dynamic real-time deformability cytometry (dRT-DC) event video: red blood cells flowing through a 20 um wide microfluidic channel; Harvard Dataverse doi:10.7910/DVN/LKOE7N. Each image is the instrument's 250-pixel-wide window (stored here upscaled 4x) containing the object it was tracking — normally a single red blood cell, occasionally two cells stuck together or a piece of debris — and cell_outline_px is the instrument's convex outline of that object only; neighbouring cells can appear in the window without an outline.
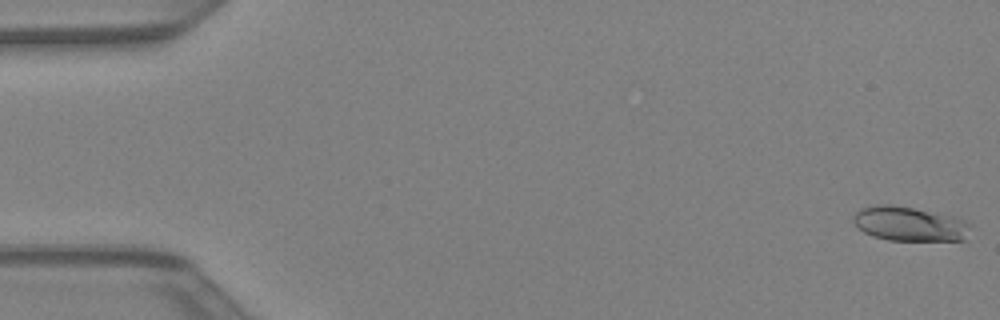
{"species": "Egyptian fruit bat (a non-hibernating species)", "species_latin": "Rousettus aegyptiacus", "temperature_condition": "warm", "stored_images_in_passage": 43, "camera_frame_rate_fps": 3000, "um_per_image_px": 0.085, "animal": {"sex": "female"}, "frame": {"image": 1, "passage_image": 1, "time_ms": 0.0, "image_size_px": [1000, 320], "cell_outline_px": [[968, 224], [964, 240], [888, 240], [872, 236], [864, 232], [852, 220], [856, 212], [864, 208], [880, 204], [888, 204], [912, 208], [964, 220]], "centroid_in_image_um": [77.23, 19.04], "position_along_channel_um": 7.8, "area_um2": 22.6}}
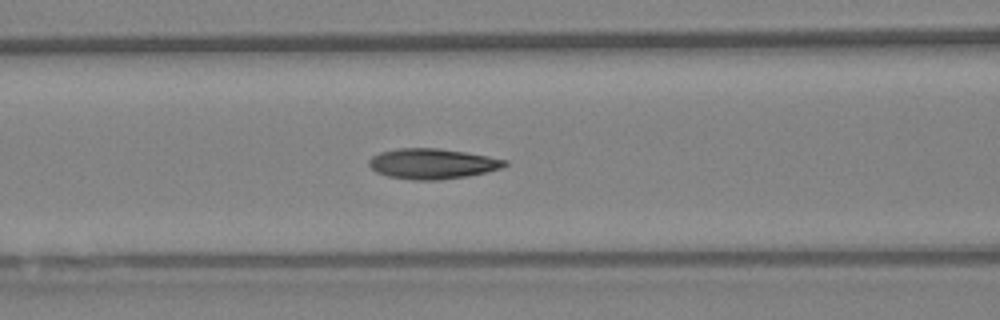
{"frame": {"image": 2, "passage_image": 18, "time_ms": 5.667, "image_size_px": [1000, 320], "cell_outline_px": [[508, 164], [500, 168], [468, 176], [440, 180], [412, 180], [388, 176], [376, 172], [368, 164], [368, 160], [372, 156], [380, 152], [400, 148], [440, 148], [488, 156], [508, 160]], "centroid_in_image_um": [36.73, 13.91], "position_along_channel_um": 129.9, "area_um2": 23.99}}
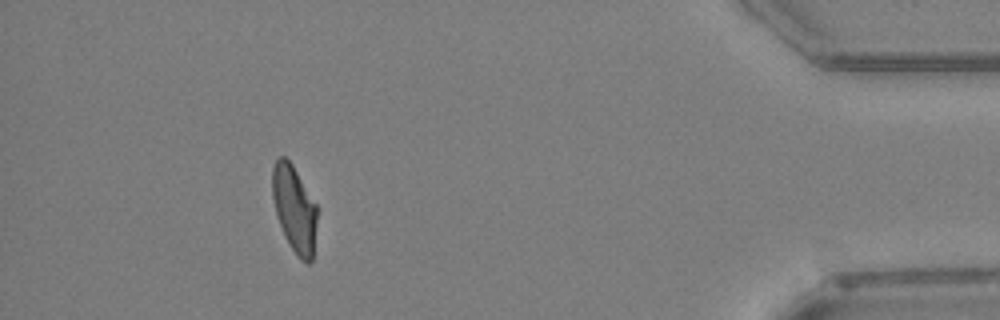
{"frame": {"image": 3, "passage_image": 39, "time_ms": 12.667, "image_size_px": [1000, 320], "cell_outline_px": [[316, 224], [312, 260], [308, 264], [300, 260], [296, 256], [284, 236], [276, 216], [272, 196], [272, 168], [276, 160], [280, 156], [284, 156], [292, 164], [316, 204]], "centroid_in_image_um": [25.0, 17.77], "position_along_channel_um": 410.2, "area_um2": 22.54}}